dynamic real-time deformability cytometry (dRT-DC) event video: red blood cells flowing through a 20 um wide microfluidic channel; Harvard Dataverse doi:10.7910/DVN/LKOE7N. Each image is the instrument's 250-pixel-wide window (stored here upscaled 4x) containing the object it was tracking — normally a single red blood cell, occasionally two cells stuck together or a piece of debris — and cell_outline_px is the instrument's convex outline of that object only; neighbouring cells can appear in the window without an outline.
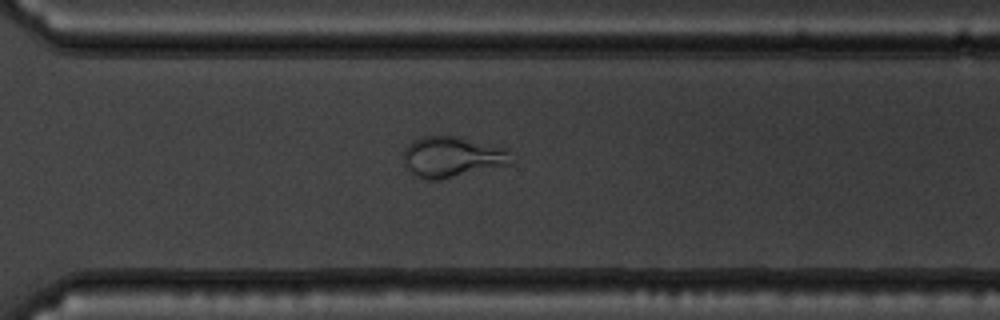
{"species": "common noctule bat (a hibernating species)", "species_latin": "Nyctalus noctula", "temperature_condition": "warm", "stored_images_in_passage": 38, "camera_frame_rate_fps": 3000, "um_per_image_px": 0.085, "animal": {"sex": "male", "body_mass_g": 19.5, "forearm_length_mm": 54.6}, "frame": {"image": 1, "passage_image": 23, "time_ms": 7.333, "image_size_px": [1000, 320], "cell_outline_px": [[516, 160], [512, 164], [440, 180], [428, 180], [412, 176], [404, 168], [404, 148], [412, 140], [424, 136], [456, 136], [508, 148]], "centroid_in_image_um": [38.45, 13.35], "position_along_channel_um": 332.2, "area_um2": 26.3}}
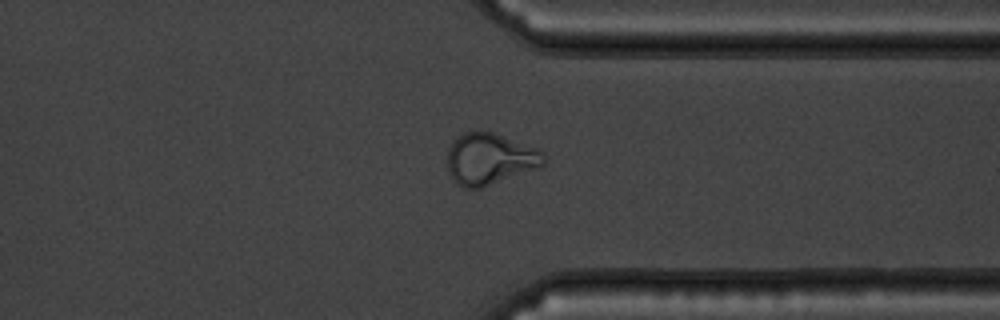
{"frame": {"image": 2, "passage_image": 26, "time_ms": 8.333, "image_size_px": [1000, 320], "cell_outline_px": [[544, 164], [480, 188], [464, 188], [456, 184], [448, 172], [448, 148], [452, 140], [464, 132], [492, 132], [536, 148], [544, 152]], "centroid_in_image_um": [41.57, 13.5], "position_along_channel_um": 369.8, "area_um2": 28.32}}
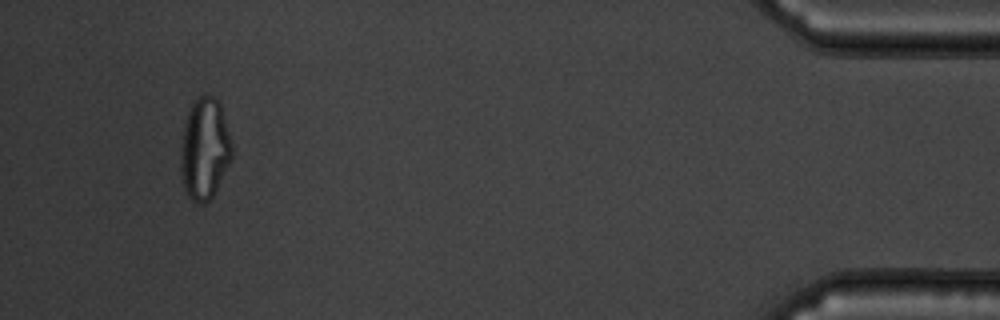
{"frame": {"image": 3, "passage_image": 35, "time_ms": 11.333, "image_size_px": [1000, 320], "cell_outline_px": [[232, 160], [212, 196], [204, 204], [200, 204], [192, 200], [188, 196], [184, 188], [180, 168], [180, 148], [184, 124], [192, 100], [204, 92], [212, 96], [220, 104], [232, 144]], "centroid_in_image_um": [17.38, 12.63], "position_along_channel_um": 417.8, "area_um2": 30.58}, "authors_computed_cell_mechanics": {"area_um2": 27.7729, "velocity_mm_per_s": 3.8083, "shape_relaxation_time_tau1_ms": null, "shape_relaxation_time_tau2_ms": 0.747, "deformation_change_tau1": null, "deformation_change_tau2": 0.0758}}